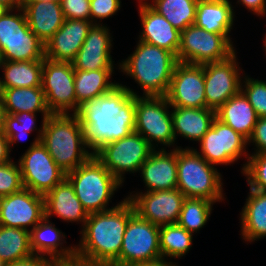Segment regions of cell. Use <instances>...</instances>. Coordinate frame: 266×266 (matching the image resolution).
I'll return each mask as SVG.
<instances>
[{"label": "cell", "instance_id": "1", "mask_svg": "<svg viewBox=\"0 0 266 266\" xmlns=\"http://www.w3.org/2000/svg\"><path fill=\"white\" fill-rule=\"evenodd\" d=\"M135 96L141 95L119 83L111 91L79 107L76 115L85 130L88 149L93 154L104 144L134 132Z\"/></svg>", "mask_w": 266, "mask_h": 266}, {"label": "cell", "instance_id": "2", "mask_svg": "<svg viewBox=\"0 0 266 266\" xmlns=\"http://www.w3.org/2000/svg\"><path fill=\"white\" fill-rule=\"evenodd\" d=\"M134 213L133 204L125 198L113 209L89 214L80 231V242L75 245V262L86 266H111L120 256L125 229Z\"/></svg>", "mask_w": 266, "mask_h": 266}, {"label": "cell", "instance_id": "3", "mask_svg": "<svg viewBox=\"0 0 266 266\" xmlns=\"http://www.w3.org/2000/svg\"><path fill=\"white\" fill-rule=\"evenodd\" d=\"M40 142L66 174L85 163L93 153L87 148L85 130L76 114H51L46 118Z\"/></svg>", "mask_w": 266, "mask_h": 266}, {"label": "cell", "instance_id": "4", "mask_svg": "<svg viewBox=\"0 0 266 266\" xmlns=\"http://www.w3.org/2000/svg\"><path fill=\"white\" fill-rule=\"evenodd\" d=\"M121 62L119 70L135 80L142 96H166L178 59L166 49L139 40L133 54Z\"/></svg>", "mask_w": 266, "mask_h": 266}, {"label": "cell", "instance_id": "5", "mask_svg": "<svg viewBox=\"0 0 266 266\" xmlns=\"http://www.w3.org/2000/svg\"><path fill=\"white\" fill-rule=\"evenodd\" d=\"M74 192L88 214L107 211L115 191L122 187L112 173L93 154L85 163L66 174ZM108 205V206H107Z\"/></svg>", "mask_w": 266, "mask_h": 266}, {"label": "cell", "instance_id": "6", "mask_svg": "<svg viewBox=\"0 0 266 266\" xmlns=\"http://www.w3.org/2000/svg\"><path fill=\"white\" fill-rule=\"evenodd\" d=\"M194 148H177V189L186 198L220 202L223 195L222 175Z\"/></svg>", "mask_w": 266, "mask_h": 266}, {"label": "cell", "instance_id": "7", "mask_svg": "<svg viewBox=\"0 0 266 266\" xmlns=\"http://www.w3.org/2000/svg\"><path fill=\"white\" fill-rule=\"evenodd\" d=\"M170 108L166 96H135L134 132L141 134L154 149L159 143L166 147L175 144Z\"/></svg>", "mask_w": 266, "mask_h": 266}, {"label": "cell", "instance_id": "8", "mask_svg": "<svg viewBox=\"0 0 266 266\" xmlns=\"http://www.w3.org/2000/svg\"><path fill=\"white\" fill-rule=\"evenodd\" d=\"M154 150L141 134L132 132L127 137L104 144L94 155L122 184L124 174L139 172Z\"/></svg>", "mask_w": 266, "mask_h": 266}, {"label": "cell", "instance_id": "9", "mask_svg": "<svg viewBox=\"0 0 266 266\" xmlns=\"http://www.w3.org/2000/svg\"><path fill=\"white\" fill-rule=\"evenodd\" d=\"M159 230V226L135 212L128 220L120 256L111 266H129L161 259Z\"/></svg>", "mask_w": 266, "mask_h": 266}, {"label": "cell", "instance_id": "10", "mask_svg": "<svg viewBox=\"0 0 266 266\" xmlns=\"http://www.w3.org/2000/svg\"><path fill=\"white\" fill-rule=\"evenodd\" d=\"M224 35L195 25L181 31L178 62L203 65L227 60L236 51Z\"/></svg>", "mask_w": 266, "mask_h": 266}, {"label": "cell", "instance_id": "11", "mask_svg": "<svg viewBox=\"0 0 266 266\" xmlns=\"http://www.w3.org/2000/svg\"><path fill=\"white\" fill-rule=\"evenodd\" d=\"M34 142L18 159L24 188L45 195L66 178L40 139Z\"/></svg>", "mask_w": 266, "mask_h": 266}, {"label": "cell", "instance_id": "12", "mask_svg": "<svg viewBox=\"0 0 266 266\" xmlns=\"http://www.w3.org/2000/svg\"><path fill=\"white\" fill-rule=\"evenodd\" d=\"M42 89L51 114H76L74 68L71 62L43 59Z\"/></svg>", "mask_w": 266, "mask_h": 266}, {"label": "cell", "instance_id": "13", "mask_svg": "<svg viewBox=\"0 0 266 266\" xmlns=\"http://www.w3.org/2000/svg\"><path fill=\"white\" fill-rule=\"evenodd\" d=\"M199 143L201 152L194 150L213 166L231 165L241 156L248 159L250 155L246 153L248 140L217 118Z\"/></svg>", "mask_w": 266, "mask_h": 266}, {"label": "cell", "instance_id": "14", "mask_svg": "<svg viewBox=\"0 0 266 266\" xmlns=\"http://www.w3.org/2000/svg\"><path fill=\"white\" fill-rule=\"evenodd\" d=\"M135 212L153 225L177 224L185 196L177 188L172 190L130 193L126 197Z\"/></svg>", "mask_w": 266, "mask_h": 266}, {"label": "cell", "instance_id": "15", "mask_svg": "<svg viewBox=\"0 0 266 266\" xmlns=\"http://www.w3.org/2000/svg\"><path fill=\"white\" fill-rule=\"evenodd\" d=\"M236 52L227 60L204 64L206 108L216 111L241 90Z\"/></svg>", "mask_w": 266, "mask_h": 266}, {"label": "cell", "instance_id": "16", "mask_svg": "<svg viewBox=\"0 0 266 266\" xmlns=\"http://www.w3.org/2000/svg\"><path fill=\"white\" fill-rule=\"evenodd\" d=\"M204 64L178 62L166 95L173 107L206 108Z\"/></svg>", "mask_w": 266, "mask_h": 266}, {"label": "cell", "instance_id": "17", "mask_svg": "<svg viewBox=\"0 0 266 266\" xmlns=\"http://www.w3.org/2000/svg\"><path fill=\"white\" fill-rule=\"evenodd\" d=\"M44 217L43 195L23 188L19 192L0 198V225L2 226L31 231Z\"/></svg>", "mask_w": 266, "mask_h": 266}, {"label": "cell", "instance_id": "18", "mask_svg": "<svg viewBox=\"0 0 266 266\" xmlns=\"http://www.w3.org/2000/svg\"><path fill=\"white\" fill-rule=\"evenodd\" d=\"M110 34L109 27L102 23L94 24L71 62L74 70L114 69L115 64L111 57L113 40Z\"/></svg>", "mask_w": 266, "mask_h": 266}, {"label": "cell", "instance_id": "19", "mask_svg": "<svg viewBox=\"0 0 266 266\" xmlns=\"http://www.w3.org/2000/svg\"><path fill=\"white\" fill-rule=\"evenodd\" d=\"M93 25L88 20L65 19L45 44V58L55 62H72Z\"/></svg>", "mask_w": 266, "mask_h": 266}, {"label": "cell", "instance_id": "20", "mask_svg": "<svg viewBox=\"0 0 266 266\" xmlns=\"http://www.w3.org/2000/svg\"><path fill=\"white\" fill-rule=\"evenodd\" d=\"M138 1L140 3L138 13L143 28L138 39L166 49L177 56L181 32L174 28L164 16L155 11L149 2L146 0Z\"/></svg>", "mask_w": 266, "mask_h": 266}, {"label": "cell", "instance_id": "21", "mask_svg": "<svg viewBox=\"0 0 266 266\" xmlns=\"http://www.w3.org/2000/svg\"><path fill=\"white\" fill-rule=\"evenodd\" d=\"M177 146L170 152L164 147L155 149L140 167L146 192L177 188Z\"/></svg>", "mask_w": 266, "mask_h": 266}, {"label": "cell", "instance_id": "22", "mask_svg": "<svg viewBox=\"0 0 266 266\" xmlns=\"http://www.w3.org/2000/svg\"><path fill=\"white\" fill-rule=\"evenodd\" d=\"M65 238V234L44 217L30 231L31 249L34 254L48 256L55 264L75 263L76 247H64Z\"/></svg>", "mask_w": 266, "mask_h": 266}, {"label": "cell", "instance_id": "23", "mask_svg": "<svg viewBox=\"0 0 266 266\" xmlns=\"http://www.w3.org/2000/svg\"><path fill=\"white\" fill-rule=\"evenodd\" d=\"M44 209L45 218L56 215L65 222H80L82 228L89 215L66 178L44 195Z\"/></svg>", "mask_w": 266, "mask_h": 266}, {"label": "cell", "instance_id": "24", "mask_svg": "<svg viewBox=\"0 0 266 266\" xmlns=\"http://www.w3.org/2000/svg\"><path fill=\"white\" fill-rule=\"evenodd\" d=\"M23 10L30 30L46 44L62 26L61 4L49 1L24 2Z\"/></svg>", "mask_w": 266, "mask_h": 266}, {"label": "cell", "instance_id": "25", "mask_svg": "<svg viewBox=\"0 0 266 266\" xmlns=\"http://www.w3.org/2000/svg\"><path fill=\"white\" fill-rule=\"evenodd\" d=\"M233 8L229 0H198L194 25L233 43L229 35L235 20Z\"/></svg>", "mask_w": 266, "mask_h": 266}, {"label": "cell", "instance_id": "26", "mask_svg": "<svg viewBox=\"0 0 266 266\" xmlns=\"http://www.w3.org/2000/svg\"><path fill=\"white\" fill-rule=\"evenodd\" d=\"M173 132L175 141L177 136L200 141L211 128L216 118V111L210 108H185L171 106Z\"/></svg>", "mask_w": 266, "mask_h": 266}, {"label": "cell", "instance_id": "27", "mask_svg": "<svg viewBox=\"0 0 266 266\" xmlns=\"http://www.w3.org/2000/svg\"><path fill=\"white\" fill-rule=\"evenodd\" d=\"M216 118L248 140L259 117L240 90L216 110Z\"/></svg>", "mask_w": 266, "mask_h": 266}, {"label": "cell", "instance_id": "28", "mask_svg": "<svg viewBox=\"0 0 266 266\" xmlns=\"http://www.w3.org/2000/svg\"><path fill=\"white\" fill-rule=\"evenodd\" d=\"M241 211V236L251 243L266 237V192L249 189Z\"/></svg>", "mask_w": 266, "mask_h": 266}, {"label": "cell", "instance_id": "29", "mask_svg": "<svg viewBox=\"0 0 266 266\" xmlns=\"http://www.w3.org/2000/svg\"><path fill=\"white\" fill-rule=\"evenodd\" d=\"M2 90V106L6 114L39 112L43 118L51 115L42 87L2 88Z\"/></svg>", "mask_w": 266, "mask_h": 266}, {"label": "cell", "instance_id": "30", "mask_svg": "<svg viewBox=\"0 0 266 266\" xmlns=\"http://www.w3.org/2000/svg\"><path fill=\"white\" fill-rule=\"evenodd\" d=\"M113 71L114 69L74 70L76 113L83 103L111 91L119 84L110 80Z\"/></svg>", "mask_w": 266, "mask_h": 266}, {"label": "cell", "instance_id": "31", "mask_svg": "<svg viewBox=\"0 0 266 266\" xmlns=\"http://www.w3.org/2000/svg\"><path fill=\"white\" fill-rule=\"evenodd\" d=\"M2 88L42 87L43 60L3 61Z\"/></svg>", "mask_w": 266, "mask_h": 266}, {"label": "cell", "instance_id": "32", "mask_svg": "<svg viewBox=\"0 0 266 266\" xmlns=\"http://www.w3.org/2000/svg\"><path fill=\"white\" fill-rule=\"evenodd\" d=\"M30 231L0 225V259L11 263L33 255Z\"/></svg>", "mask_w": 266, "mask_h": 266}, {"label": "cell", "instance_id": "33", "mask_svg": "<svg viewBox=\"0 0 266 266\" xmlns=\"http://www.w3.org/2000/svg\"><path fill=\"white\" fill-rule=\"evenodd\" d=\"M149 5L180 32L194 25L198 0H153Z\"/></svg>", "mask_w": 266, "mask_h": 266}, {"label": "cell", "instance_id": "34", "mask_svg": "<svg viewBox=\"0 0 266 266\" xmlns=\"http://www.w3.org/2000/svg\"><path fill=\"white\" fill-rule=\"evenodd\" d=\"M193 234L178 224H169L160 227L159 241L162 259L167 257L179 259L185 256L192 247Z\"/></svg>", "mask_w": 266, "mask_h": 266}, {"label": "cell", "instance_id": "35", "mask_svg": "<svg viewBox=\"0 0 266 266\" xmlns=\"http://www.w3.org/2000/svg\"><path fill=\"white\" fill-rule=\"evenodd\" d=\"M214 204L202 198H185L177 224L191 234L197 233L209 220Z\"/></svg>", "mask_w": 266, "mask_h": 266}, {"label": "cell", "instance_id": "36", "mask_svg": "<svg viewBox=\"0 0 266 266\" xmlns=\"http://www.w3.org/2000/svg\"><path fill=\"white\" fill-rule=\"evenodd\" d=\"M36 115V113L32 112H22L12 115L6 114L4 135L9 139L10 151L12 150L11 148L13 147L15 142L19 143L21 140L27 139L26 136H29L30 132L34 130H38V135L36 136V138L41 139L46 118L42 119V125L40 129H37Z\"/></svg>", "mask_w": 266, "mask_h": 266}, {"label": "cell", "instance_id": "37", "mask_svg": "<svg viewBox=\"0 0 266 266\" xmlns=\"http://www.w3.org/2000/svg\"><path fill=\"white\" fill-rule=\"evenodd\" d=\"M3 61H34L45 58V44L41 40L0 41Z\"/></svg>", "mask_w": 266, "mask_h": 266}, {"label": "cell", "instance_id": "38", "mask_svg": "<svg viewBox=\"0 0 266 266\" xmlns=\"http://www.w3.org/2000/svg\"><path fill=\"white\" fill-rule=\"evenodd\" d=\"M0 17V41L40 40L29 28L23 8ZM13 12V13H11ZM15 13V14H14Z\"/></svg>", "mask_w": 266, "mask_h": 266}, {"label": "cell", "instance_id": "39", "mask_svg": "<svg viewBox=\"0 0 266 266\" xmlns=\"http://www.w3.org/2000/svg\"><path fill=\"white\" fill-rule=\"evenodd\" d=\"M250 189L266 192V154H251L241 169Z\"/></svg>", "mask_w": 266, "mask_h": 266}, {"label": "cell", "instance_id": "40", "mask_svg": "<svg viewBox=\"0 0 266 266\" xmlns=\"http://www.w3.org/2000/svg\"><path fill=\"white\" fill-rule=\"evenodd\" d=\"M241 91L256 111L258 117H266V81L242 76Z\"/></svg>", "mask_w": 266, "mask_h": 266}, {"label": "cell", "instance_id": "41", "mask_svg": "<svg viewBox=\"0 0 266 266\" xmlns=\"http://www.w3.org/2000/svg\"><path fill=\"white\" fill-rule=\"evenodd\" d=\"M13 160L0 165V198L21 191L24 186L19 164Z\"/></svg>", "mask_w": 266, "mask_h": 266}, {"label": "cell", "instance_id": "42", "mask_svg": "<svg viewBox=\"0 0 266 266\" xmlns=\"http://www.w3.org/2000/svg\"><path fill=\"white\" fill-rule=\"evenodd\" d=\"M120 7L121 0H90V21L100 24L99 21L115 15Z\"/></svg>", "mask_w": 266, "mask_h": 266}, {"label": "cell", "instance_id": "43", "mask_svg": "<svg viewBox=\"0 0 266 266\" xmlns=\"http://www.w3.org/2000/svg\"><path fill=\"white\" fill-rule=\"evenodd\" d=\"M61 8L65 19L90 21V0H62Z\"/></svg>", "mask_w": 266, "mask_h": 266}, {"label": "cell", "instance_id": "44", "mask_svg": "<svg viewBox=\"0 0 266 266\" xmlns=\"http://www.w3.org/2000/svg\"><path fill=\"white\" fill-rule=\"evenodd\" d=\"M255 144V152L252 154H266V117H259L254 126L252 135L248 139V145Z\"/></svg>", "mask_w": 266, "mask_h": 266}, {"label": "cell", "instance_id": "45", "mask_svg": "<svg viewBox=\"0 0 266 266\" xmlns=\"http://www.w3.org/2000/svg\"><path fill=\"white\" fill-rule=\"evenodd\" d=\"M54 265L55 263L50 258L37 254H33L27 258L4 264V266H54Z\"/></svg>", "mask_w": 266, "mask_h": 266}, {"label": "cell", "instance_id": "46", "mask_svg": "<svg viewBox=\"0 0 266 266\" xmlns=\"http://www.w3.org/2000/svg\"><path fill=\"white\" fill-rule=\"evenodd\" d=\"M237 3H241L255 15L264 16L266 14V0H238Z\"/></svg>", "mask_w": 266, "mask_h": 266}, {"label": "cell", "instance_id": "47", "mask_svg": "<svg viewBox=\"0 0 266 266\" xmlns=\"http://www.w3.org/2000/svg\"><path fill=\"white\" fill-rule=\"evenodd\" d=\"M10 152L9 139L4 134L0 135V165L12 161Z\"/></svg>", "mask_w": 266, "mask_h": 266}, {"label": "cell", "instance_id": "48", "mask_svg": "<svg viewBox=\"0 0 266 266\" xmlns=\"http://www.w3.org/2000/svg\"><path fill=\"white\" fill-rule=\"evenodd\" d=\"M177 263H173L169 260V262H167L166 259H159L153 262H146V263H140V264H134V265H129V266H178L176 265Z\"/></svg>", "mask_w": 266, "mask_h": 266}, {"label": "cell", "instance_id": "49", "mask_svg": "<svg viewBox=\"0 0 266 266\" xmlns=\"http://www.w3.org/2000/svg\"><path fill=\"white\" fill-rule=\"evenodd\" d=\"M1 3L8 6L11 10L23 8L24 0H0Z\"/></svg>", "mask_w": 266, "mask_h": 266}, {"label": "cell", "instance_id": "50", "mask_svg": "<svg viewBox=\"0 0 266 266\" xmlns=\"http://www.w3.org/2000/svg\"><path fill=\"white\" fill-rule=\"evenodd\" d=\"M6 112L2 106V100H0V135L4 134V124H5Z\"/></svg>", "mask_w": 266, "mask_h": 266}, {"label": "cell", "instance_id": "51", "mask_svg": "<svg viewBox=\"0 0 266 266\" xmlns=\"http://www.w3.org/2000/svg\"><path fill=\"white\" fill-rule=\"evenodd\" d=\"M9 10L10 8L8 6L0 2V17L5 15Z\"/></svg>", "mask_w": 266, "mask_h": 266}, {"label": "cell", "instance_id": "52", "mask_svg": "<svg viewBox=\"0 0 266 266\" xmlns=\"http://www.w3.org/2000/svg\"><path fill=\"white\" fill-rule=\"evenodd\" d=\"M54 266H86L78 263H60V264H55Z\"/></svg>", "mask_w": 266, "mask_h": 266}, {"label": "cell", "instance_id": "53", "mask_svg": "<svg viewBox=\"0 0 266 266\" xmlns=\"http://www.w3.org/2000/svg\"><path fill=\"white\" fill-rule=\"evenodd\" d=\"M41 1H49L61 4L62 0H24V2H41Z\"/></svg>", "mask_w": 266, "mask_h": 266}, {"label": "cell", "instance_id": "54", "mask_svg": "<svg viewBox=\"0 0 266 266\" xmlns=\"http://www.w3.org/2000/svg\"><path fill=\"white\" fill-rule=\"evenodd\" d=\"M3 64V57H2V52L0 51V68L2 67Z\"/></svg>", "mask_w": 266, "mask_h": 266}, {"label": "cell", "instance_id": "55", "mask_svg": "<svg viewBox=\"0 0 266 266\" xmlns=\"http://www.w3.org/2000/svg\"><path fill=\"white\" fill-rule=\"evenodd\" d=\"M2 93H3V90H2V87H1V81H0V100H2Z\"/></svg>", "mask_w": 266, "mask_h": 266}, {"label": "cell", "instance_id": "56", "mask_svg": "<svg viewBox=\"0 0 266 266\" xmlns=\"http://www.w3.org/2000/svg\"><path fill=\"white\" fill-rule=\"evenodd\" d=\"M264 50H265V53H266V35H265V39H264Z\"/></svg>", "mask_w": 266, "mask_h": 266}, {"label": "cell", "instance_id": "57", "mask_svg": "<svg viewBox=\"0 0 266 266\" xmlns=\"http://www.w3.org/2000/svg\"><path fill=\"white\" fill-rule=\"evenodd\" d=\"M4 262L0 259V266H4Z\"/></svg>", "mask_w": 266, "mask_h": 266}]
</instances>
